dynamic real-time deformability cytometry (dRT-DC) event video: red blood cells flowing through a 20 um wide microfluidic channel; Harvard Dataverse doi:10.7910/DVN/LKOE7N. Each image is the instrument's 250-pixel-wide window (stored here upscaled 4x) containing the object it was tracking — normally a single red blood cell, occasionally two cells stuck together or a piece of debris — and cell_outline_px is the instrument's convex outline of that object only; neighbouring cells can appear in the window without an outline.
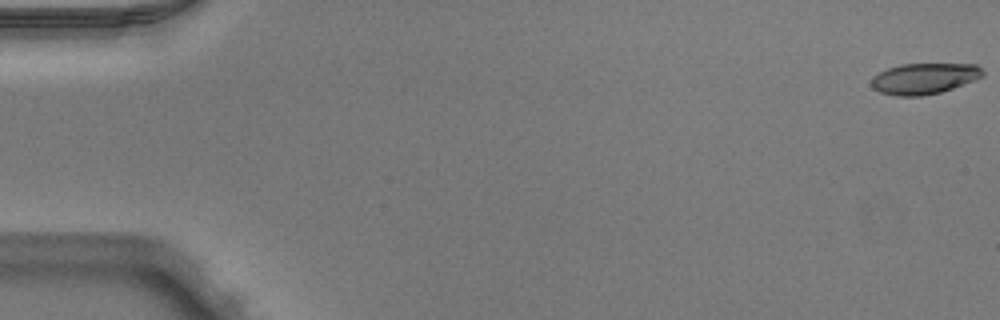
{"species": "Egyptian fruit bat (a non-hibernating species)", "species_latin": "Rousettus aegyptiacus", "temperature_condition": "warm", "stored_images_in_passage": 52, "camera_frame_rate_fps": 3000, "um_per_image_px": 0.085, "animal": {"sex": "male"}, "frame": {"image": 1, "passage_image": 1, "time_ms": 0.0, "image_size_px": [1000, 320], "cell_outline_px": [[984, 76], [952, 88], [940, 92], [920, 96], [896, 96], [880, 92], [872, 88], [872, 80], [880, 72], [888, 68], [900, 64], [976, 64], [984, 72]], "centroid_in_image_um": [78.56, 6.67], "position_along_channel_um": 6.4, "area_um2": 19.83}}
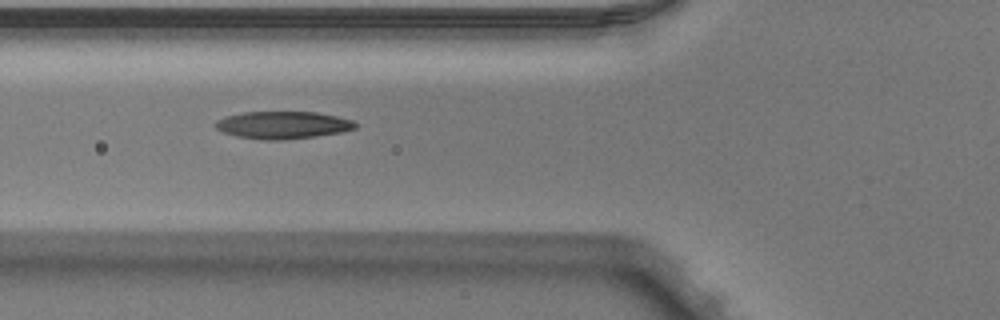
{"frame": {"image": 2, "passage_image": 20, "time_ms": 6.333, "image_size_px": [1000, 320], "cell_outline_px": [[356, 128], [340, 132], [316, 136], [284, 140], [268, 140], [236, 136], [224, 132], [216, 128], [212, 124], [216, 120], [240, 112], [316, 112], [336, 116], [352, 120], [356, 124]], "centroid_in_image_um": [24.01, 10.62], "position_along_channel_um": 101.8, "area_um2": 22.25}}
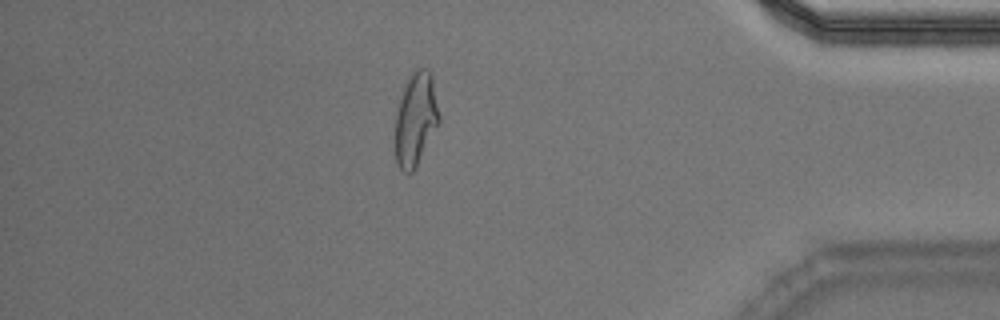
{"frame": {"image": 3, "passage_image": 45, "time_ms": 14.667, "image_size_px": [1000, 320], "cell_outline_px": [[440, 120], [416, 168], [412, 172], [404, 172], [400, 168], [396, 160], [396, 112], [400, 96], [412, 72], [416, 68], [428, 68], [432, 76], [440, 116]], "centroid_in_image_um": [35.34, 10.11], "position_along_channel_um": 399.9, "area_um2": 23.64}, "authors_computed_cell_mechanics": {"area_um2": 22.2241, "velocity_mm_per_s": 3.9848, "shape_relaxation_time_tau1_ms": 3.9987, "shape_relaxation_time_tau2_ms": 1.7732, "deformation_change_tau1": 0.2041, "deformation_change_tau2": 0.0973}}